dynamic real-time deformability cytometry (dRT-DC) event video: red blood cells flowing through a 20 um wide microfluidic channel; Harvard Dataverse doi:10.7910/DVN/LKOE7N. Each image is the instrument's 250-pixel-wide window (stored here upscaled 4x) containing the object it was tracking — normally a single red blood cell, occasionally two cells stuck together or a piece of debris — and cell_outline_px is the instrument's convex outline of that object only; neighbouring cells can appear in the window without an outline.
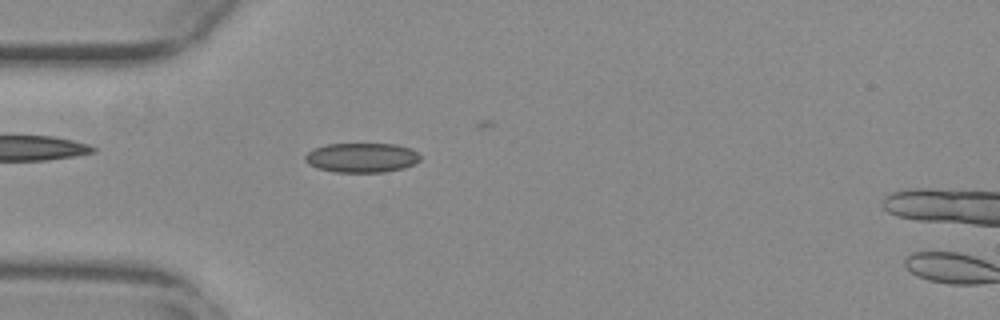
{"species": "common noctule bat (a hibernating species)", "species_latin": "Nyctalus noctula", "temperature_condition": "warm", "stored_images_in_passage": 20, "camera_frame_rate_fps": 3000, "um_per_image_px": 0.085, "animal": {"sex": "female", "body_mass_g": 29.2, "forearm_length_mm": 56.3}, "frame": {"image": 1, "passage_image": 16, "time_ms": 5.0, "image_size_px": [1000, 320], "cell_outline_px": [[420, 160], [404, 168], [384, 172], [336, 172], [316, 168], [308, 164], [304, 160], [304, 156], [312, 148], [328, 144], [396, 144], [412, 148], [420, 156]], "centroid_in_image_um": [30.72, 13.4], "position_along_channel_um": 54.3, "area_um2": 19.94}}
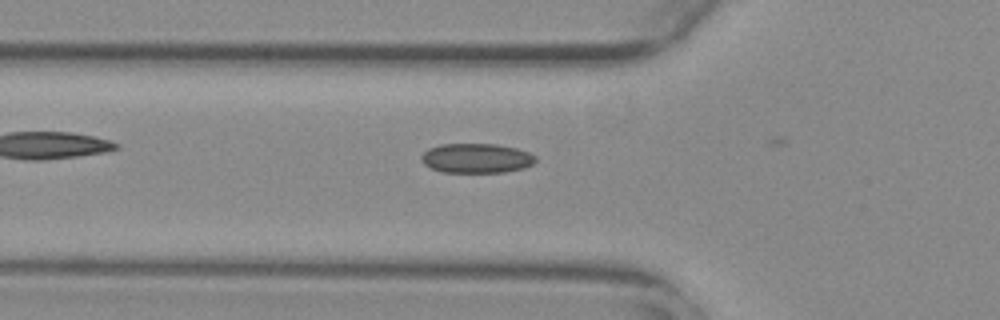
{"frame": {"image": 2, "passage_image": 19, "time_ms": 6.0, "image_size_px": [1000, 320], "cell_outline_px": [[536, 160], [532, 164], [524, 168], [504, 172], [440, 172], [424, 164], [420, 156], [428, 148], [440, 144], [496, 144], [516, 148], [528, 152], [536, 156]], "centroid_in_image_um": [40.49, 13.44], "position_along_channel_um": 85.3, "area_um2": 19.71}}